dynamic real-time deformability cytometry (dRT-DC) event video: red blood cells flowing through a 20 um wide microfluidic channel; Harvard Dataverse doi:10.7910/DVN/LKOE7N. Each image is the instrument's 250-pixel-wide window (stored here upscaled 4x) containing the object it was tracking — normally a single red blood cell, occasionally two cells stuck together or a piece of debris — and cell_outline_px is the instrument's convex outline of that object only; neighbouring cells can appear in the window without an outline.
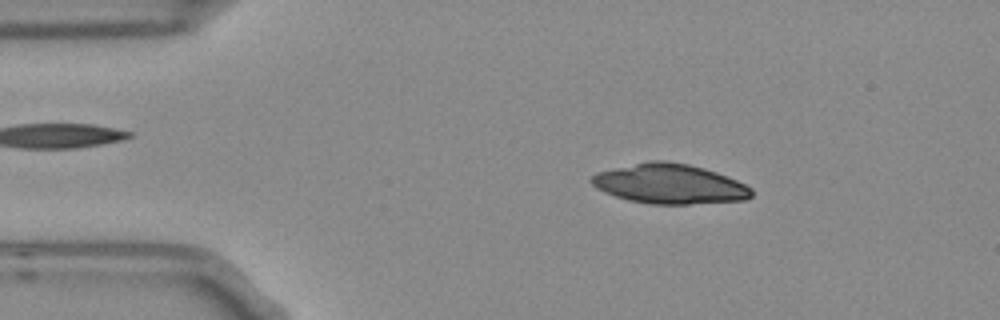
{"species": "Egyptian fruit bat (a non-hibernating species)", "species_latin": "Rousettus aegyptiacus", "temperature_condition": "room temperature", "stored_images_in_passage": 6, "camera_frame_rate_fps": 3000, "um_per_image_px": 0.085, "frame": {"image": 1, "passage_image": 2, "time_ms": 0.333, "image_size_px": [1000, 320], "cell_outline_px": [[752, 196], [744, 200], [688, 204], [652, 204], [628, 200], [604, 192], [596, 188], [588, 180], [596, 172], [652, 160], [668, 160], [688, 164], [704, 168], [728, 176], [752, 188]], "centroid_in_image_um": [56.9, 15.63], "position_along_channel_um": 28.1, "area_um2": 37.05}}